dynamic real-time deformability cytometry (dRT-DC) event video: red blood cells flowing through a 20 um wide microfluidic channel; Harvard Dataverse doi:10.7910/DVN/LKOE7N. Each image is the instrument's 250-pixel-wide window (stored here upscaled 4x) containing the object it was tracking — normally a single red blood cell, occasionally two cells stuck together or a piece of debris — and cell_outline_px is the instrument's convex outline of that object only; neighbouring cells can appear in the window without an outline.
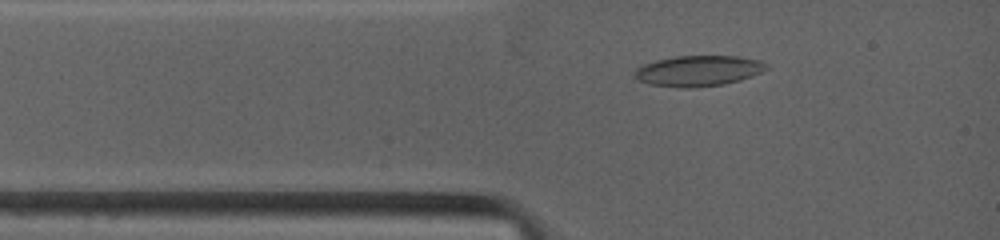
{"species": "common noctule bat (a hibernating species)", "species_latin": "Nyctalus noctula", "temperature_condition": "warm", "stored_images_in_passage": 35, "camera_frame_rate_fps": 4500, "um_per_image_px": 0.085, "animal": {"sex": "female", "body_mass_g": 19.0, "forearm_length_mm": 53.3}, "frame": {"image": 1, "passage_image": 5, "time_ms": 1.333, "image_size_px": [1000, 240], "cell_outline_px": [[768, 68], [752, 76], [740, 80], [724, 84], [692, 88], [680, 88], [648, 84], [636, 80], [632, 72], [636, 68], [644, 64], [656, 60], [676, 56], [740, 56], [760, 60], [768, 64]], "centroid_in_image_um": [59.33, 6.02], "position_along_channel_um": 25.7, "area_um2": 23.81}}
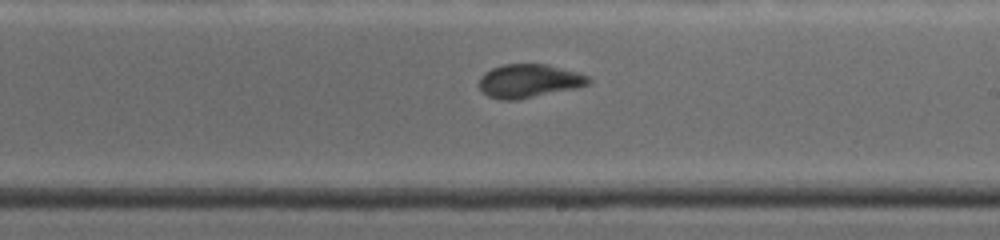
{"frame": {"image": 2, "passage_image": 23, "time_ms": 7.111, "image_size_px": [1000, 240], "cell_outline_px": [[592, 80], [588, 84], [580, 88], [516, 100], [500, 100], [488, 96], [480, 92], [476, 84], [480, 76], [484, 72], [492, 68], [504, 64], [548, 64], [580, 72], [588, 76]], "centroid_in_image_um": [44.95, 6.88], "position_along_channel_um": 244.1, "area_um2": 22.02}}
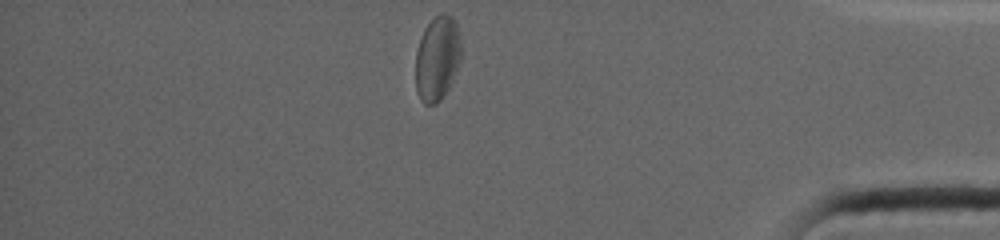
{"frame": {"image": 3, "passage_image": 35, "time_ms": 12.0, "image_size_px": [1000, 240], "cell_outline_px": [[460, 64], [448, 88], [440, 100], [436, 104], [424, 104], [420, 100], [416, 88], [416, 52], [424, 28], [440, 12], [444, 12], [452, 16], [456, 20], [460, 32]], "centroid_in_image_um": [37.18, 4.93], "position_along_channel_um": 398.0, "area_um2": 22.6}, "authors_computed_cell_mechanics": {"area_um2": 21.7906, "velocity_mm_per_s": 3.9267, "shape_relaxation_time_tau1_ms": 4.6959, "shape_relaxation_time_tau2_ms": 2.012, "deformation_change_tau1": 0.1248, "deformation_change_tau2": 0.0562}}